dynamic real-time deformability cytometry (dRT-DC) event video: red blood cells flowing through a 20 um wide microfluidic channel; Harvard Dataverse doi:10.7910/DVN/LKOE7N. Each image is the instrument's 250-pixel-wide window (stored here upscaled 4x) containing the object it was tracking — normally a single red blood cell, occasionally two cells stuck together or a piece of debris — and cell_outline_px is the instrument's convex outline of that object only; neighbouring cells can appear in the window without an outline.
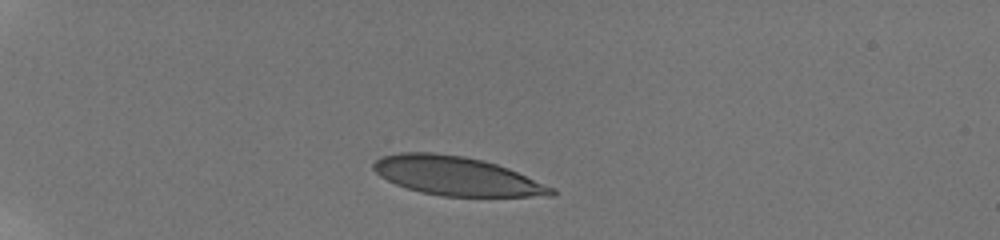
{"species": "human", "species_latin": "Homo sapiens", "temperature_condition": "room temperature", "stored_images_in_passage": 37, "camera_frame_rate_fps": 3000, "um_per_image_px": 0.085, "donor": {"sex": "male"}, "frame": {"image": 1, "passage_image": 1, "time_ms": 0.0, "image_size_px": [1000, 240], "cell_outline_px": [[556, 196], [444, 196], [420, 192], [396, 184], [380, 176], [372, 168], [372, 164], [380, 156], [400, 152], [432, 152], [464, 156], [496, 164], [508, 168], [556, 188]], "centroid_in_image_um": [38.81, 14.96], "position_along_channel_um": 46.2, "area_um2": 40.23}}
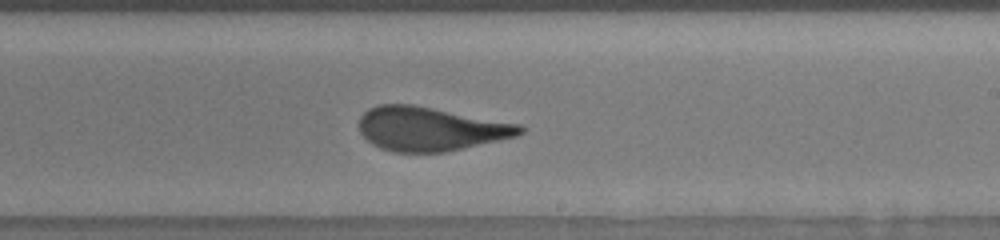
{"frame": {"image": 2, "passage_image": 22, "time_ms": 7.0, "image_size_px": [1000, 240], "cell_outline_px": [[524, 132], [516, 136], [444, 152], [392, 152], [380, 148], [372, 144], [360, 132], [360, 116], [368, 108], [380, 104], [412, 104], [520, 124], [524, 128]], "centroid_in_image_um": [36.54, 10.95], "position_along_channel_um": 252.5, "area_um2": 40.86}}
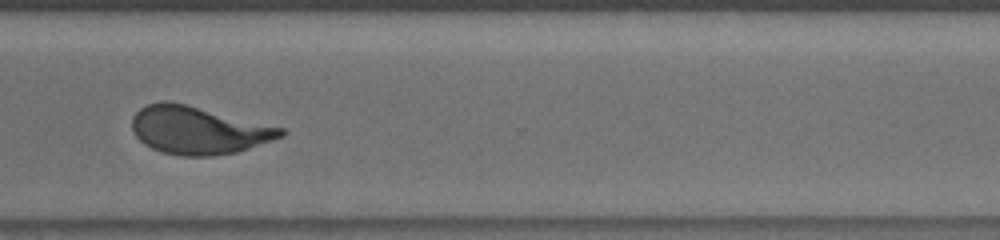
{"frame": {"image": 3, "passage_image": 30, "time_ms": 9.667, "image_size_px": [1000, 240], "cell_outline_px": [[288, 132], [284, 136], [236, 152], [212, 156], [180, 156], [164, 152], [152, 148], [144, 144], [136, 136], [132, 128], [132, 116], [140, 108], [148, 104], [164, 100], [184, 104], [284, 128]], "centroid_in_image_um": [16.85, 11.07], "position_along_channel_um": 353.8, "area_um2": 41.04}, "authors_computed_cell_mechanics": {"area_um2": 41.5582, "velocity_mm_per_s": 3.7998, "shape_relaxation_time_tau1_ms": 6.8009, "shape_relaxation_time_tau2_ms": 0.7187, "deformation_change_tau1": 0.2429, "deformation_change_tau2": 0.0698}}